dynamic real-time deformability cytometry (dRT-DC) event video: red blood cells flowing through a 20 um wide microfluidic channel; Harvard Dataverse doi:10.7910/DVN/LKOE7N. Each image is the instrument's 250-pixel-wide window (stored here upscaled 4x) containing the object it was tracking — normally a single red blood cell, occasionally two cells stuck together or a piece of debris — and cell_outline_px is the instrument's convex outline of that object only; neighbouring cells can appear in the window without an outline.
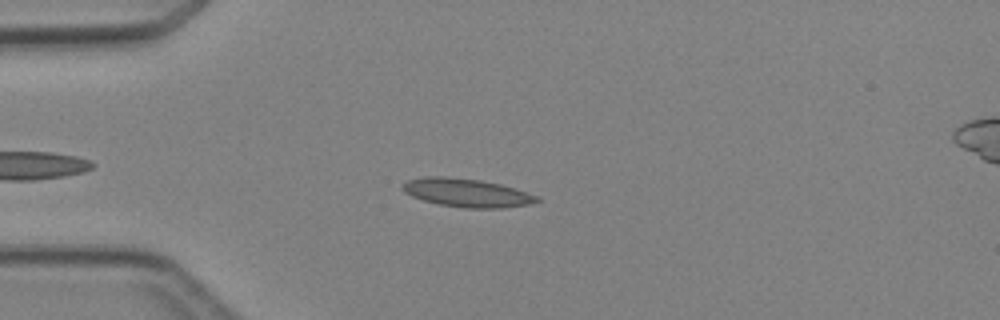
{"species": "Egyptian fruit bat (a non-hibernating species)", "species_latin": "Rousettus aegyptiacus", "temperature_condition": "cold", "stored_images_in_passage": 4, "camera_frame_rate_fps": 3000, "um_per_image_px": 0.085, "animal": {"sex": "female"}, "frame": {"image": 1, "passage_image": 4, "time_ms": 3.333, "image_size_px": [1000, 320], "cell_outline_px": [[540, 200], [528, 204], [504, 208], [464, 208], [440, 204], [424, 200], [412, 196], [404, 192], [400, 188], [408, 180], [424, 176], [448, 176], [480, 180], [500, 184], [540, 196]], "centroid_in_image_um": [39.67, 16.38], "position_along_channel_um": 45.3, "area_um2": 22.2}}